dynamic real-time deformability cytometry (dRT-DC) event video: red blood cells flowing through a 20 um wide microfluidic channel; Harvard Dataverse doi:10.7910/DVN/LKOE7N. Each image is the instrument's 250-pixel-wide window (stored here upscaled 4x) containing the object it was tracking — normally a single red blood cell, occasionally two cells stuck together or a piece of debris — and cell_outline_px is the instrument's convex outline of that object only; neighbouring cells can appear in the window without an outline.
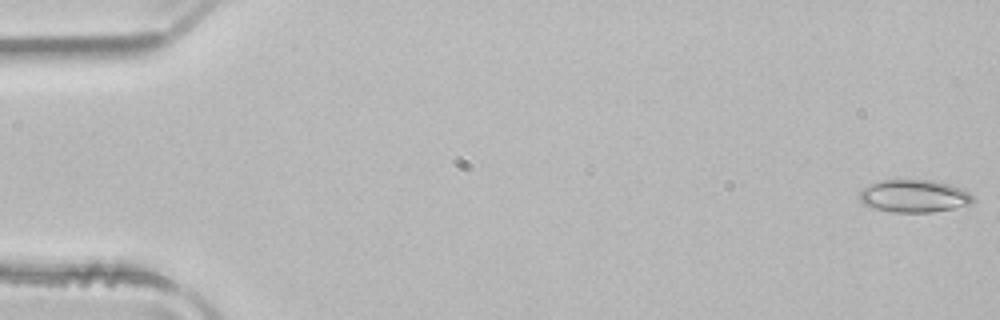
{"species": "common noctule bat (a hibernating species)", "species_latin": "Nyctalus noctula", "temperature_condition": "room temperature", "stored_images_in_passage": 51, "camera_frame_rate_fps": 3000, "um_per_image_px": 0.085, "animal": {"sex": "male", "body_mass_g": 21.5, "forearm_length_mm": 52.0}, "frame": {"image": 1, "passage_image": 1, "time_ms": 0.0, "image_size_px": [1000, 320], "cell_outline_px": [[976, 200], [972, 204], [932, 212], [892, 212], [876, 208], [864, 204], [860, 200], [860, 192], [864, 188], [880, 180], [932, 180], [964, 188]], "centroid_in_image_um": [77.75, 16.66], "position_along_channel_um": 7.3, "area_um2": 21.44}}
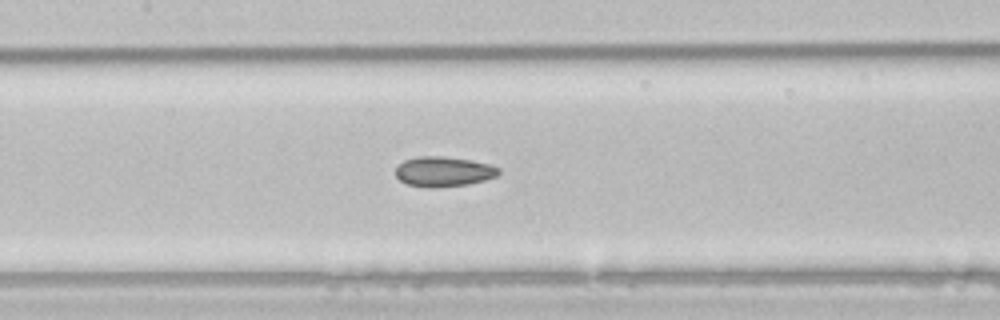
{"frame": {"image": 2, "passage_image": 24, "time_ms": 7.667, "image_size_px": [1000, 320], "cell_outline_px": [[500, 172], [496, 176], [484, 180], [468, 184], [436, 188], [424, 188], [408, 184], [400, 180], [396, 176], [396, 168], [404, 160], [420, 156], [440, 156], [468, 160], [488, 164], [500, 168]], "centroid_in_image_um": [37.68, 14.6], "position_along_channel_um": 169.7, "area_um2": 17.92}}
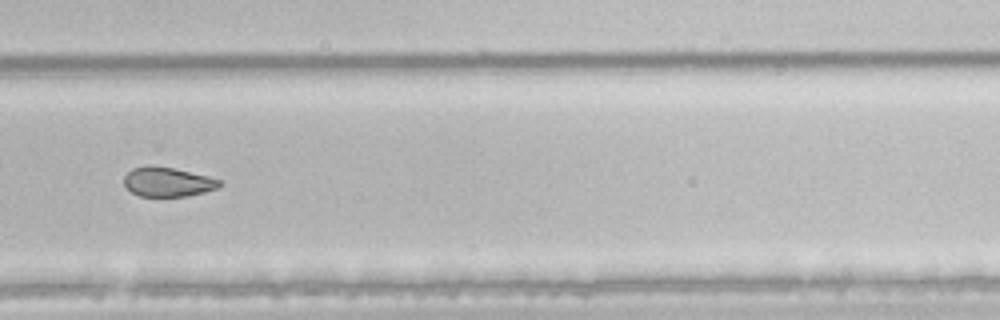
{"frame": {"image": 3, "passage_image": 35, "time_ms": 11.333, "image_size_px": [1000, 320], "cell_outline_px": [[224, 184], [216, 188], [204, 192], [188, 196], [140, 196], [132, 192], [124, 184], [124, 176], [132, 168], [148, 164], [152, 164], [172, 168], [208, 176], [220, 180]], "centroid_in_image_um": [14.24, 15.45], "position_along_channel_um": 315.6, "area_um2": 16.42}, "authors_computed_cell_mechanics": {"area_um2": 19.3052, "velocity_mm_per_s": 4.0029, "shape_relaxation_time_tau1_ms": null, "shape_relaxation_time_tau2_ms": 2.5402, "deformation_change_tau1": null, "deformation_change_tau2": 0.077}}